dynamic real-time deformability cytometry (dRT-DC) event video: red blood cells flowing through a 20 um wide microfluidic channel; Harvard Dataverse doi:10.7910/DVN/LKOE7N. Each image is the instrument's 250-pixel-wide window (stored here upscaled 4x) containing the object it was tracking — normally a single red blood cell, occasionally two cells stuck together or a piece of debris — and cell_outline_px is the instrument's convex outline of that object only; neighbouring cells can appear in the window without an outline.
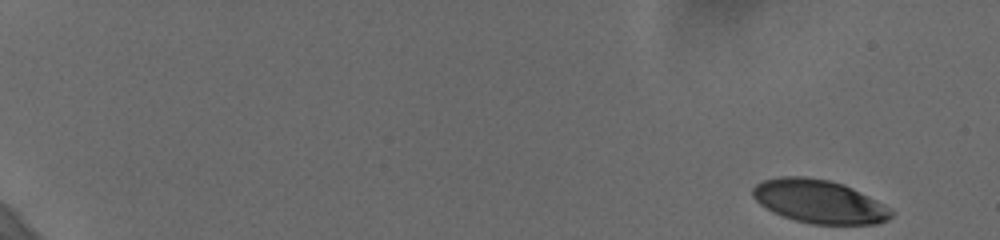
{"species": "human", "species_latin": "Homo sapiens", "temperature_condition": "cold", "stored_images_in_passage": 57, "camera_frame_rate_fps": 3000, "um_per_image_px": 0.085, "donor": {"sex": "female"}, "frame": {"image": 1, "passage_image": 1, "time_ms": 0.0, "image_size_px": [1000, 240], "cell_outline_px": [[896, 212], [888, 220], [876, 224], [812, 224], [796, 220], [784, 216], [760, 204], [752, 196], [752, 188], [756, 184], [764, 180], [780, 176], [804, 176], [828, 180], [844, 184], [884, 204]], "centroid_in_image_um": [69.66, 17.12], "position_along_channel_um": 15.3, "area_um2": 34.85}}
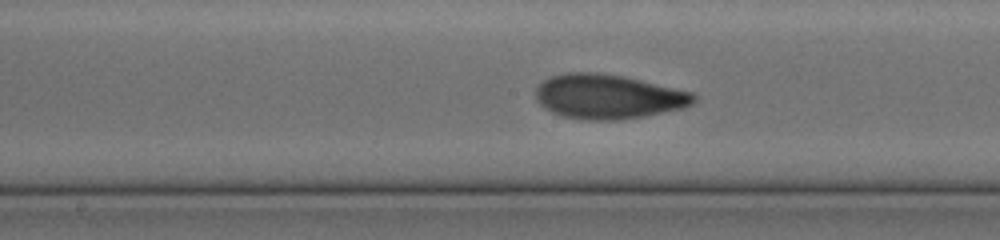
{"frame": {"image": 2, "passage_image": 32, "time_ms": 10.333, "image_size_px": [1000, 240], "cell_outline_px": [[696, 100], [692, 104], [684, 108], [644, 116], [620, 120], [584, 120], [560, 116], [544, 108], [536, 100], [536, 88], [544, 80], [552, 76], [568, 72], [596, 72], [624, 76], [692, 92], [696, 96]], "centroid_in_image_um": [51.68, 8.22], "position_along_channel_um": 196.5, "area_um2": 41.1}}
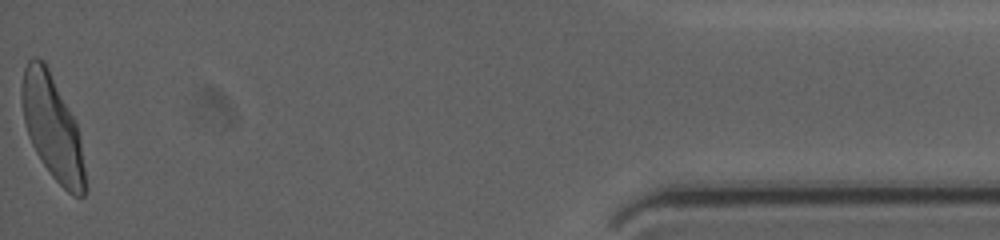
{"frame": {"image": 3, "passage_image": 57, "time_ms": 18.667, "image_size_px": [1000, 240], "cell_outline_px": [[88, 188], [84, 196], [72, 196], [52, 176], [36, 152], [28, 136], [24, 120], [20, 100], [20, 88], [24, 68], [28, 60], [32, 56], [36, 56], [44, 60], [76, 124], [80, 140]], "centroid_in_image_um": [4.44, 10.84], "position_along_channel_um": 430.8, "area_um2": 38.26}, "authors_computed_cell_mechanics": {"area_um2": 38.2636, "velocity_mm_per_s": 3.6273, "shape_relaxation_time_tau1_ms": 4.5319, "shape_relaxation_time_tau2_ms": 1.2579, "deformation_change_tau1": 0.1667, "deformation_change_tau2": 0.0711}}